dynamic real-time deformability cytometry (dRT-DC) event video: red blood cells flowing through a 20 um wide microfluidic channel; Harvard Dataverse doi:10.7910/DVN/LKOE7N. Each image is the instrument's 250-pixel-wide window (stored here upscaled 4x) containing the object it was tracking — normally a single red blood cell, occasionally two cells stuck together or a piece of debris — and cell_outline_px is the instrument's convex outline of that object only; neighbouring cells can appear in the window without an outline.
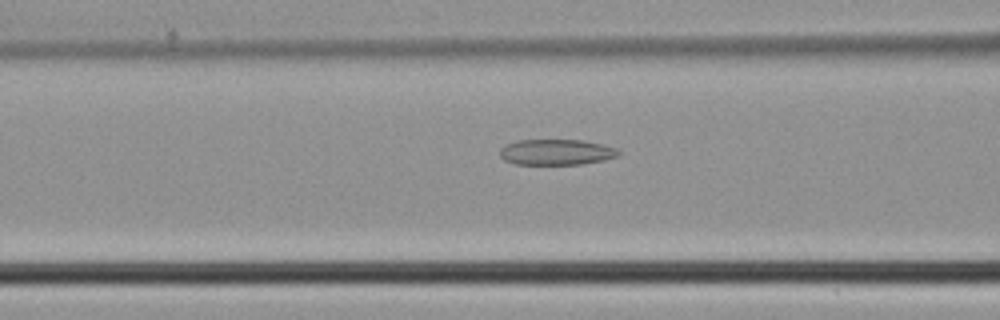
{"species": "common noctule bat (a hibernating species)", "species_latin": "Nyctalus noctula", "temperature_condition": "cold", "stored_images_in_passage": 23, "segment_of_instrument_passage": [1, 2], "camera_frame_rate_fps": 3000, "um_per_image_px": 0.085, "animal": {"sex": "male", "body_mass_g": 21.5, "forearm_length_mm": 52.0}, "frame": {"image": 1, "passage_image": 13, "time_ms": 4.0, "image_size_px": [1000, 320], "cell_outline_px": [[620, 152], [616, 156], [604, 160], [580, 164], [516, 164], [504, 160], [500, 156], [500, 148], [504, 144], [516, 140], [580, 140], [604, 144], [616, 148]], "centroid_in_image_um": [47.25, 12.92], "position_along_channel_um": 119.3, "area_um2": 17.8}}
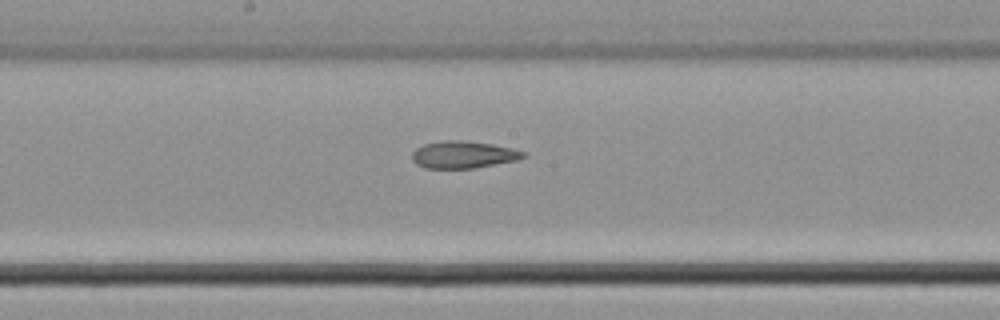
{"frame": {"image": 2, "passage_image": 19, "time_ms": 6.0, "image_size_px": [1000, 320], "cell_outline_px": [[528, 156], [516, 160], [472, 168], [424, 168], [416, 164], [412, 160], [412, 152], [416, 148], [424, 144], [440, 140], [460, 140], [492, 144], [512, 148], [528, 152]], "centroid_in_image_um": [39.38, 13.14], "position_along_channel_um": 208.8, "area_um2": 17.69}}
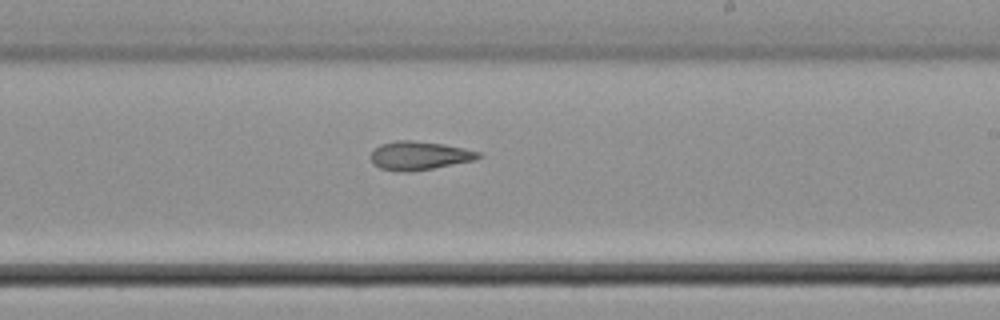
{"frame": {"image": 3, "passage_image": 22, "time_ms": 7.0, "image_size_px": [1000, 320], "cell_outline_px": [[484, 156], [472, 160], [432, 168], [380, 168], [372, 164], [372, 152], [380, 144], [396, 140], [412, 140], [444, 144], [484, 152]], "centroid_in_image_um": [35.72, 13.16], "position_along_channel_um": 253.3, "area_um2": 17.05}}